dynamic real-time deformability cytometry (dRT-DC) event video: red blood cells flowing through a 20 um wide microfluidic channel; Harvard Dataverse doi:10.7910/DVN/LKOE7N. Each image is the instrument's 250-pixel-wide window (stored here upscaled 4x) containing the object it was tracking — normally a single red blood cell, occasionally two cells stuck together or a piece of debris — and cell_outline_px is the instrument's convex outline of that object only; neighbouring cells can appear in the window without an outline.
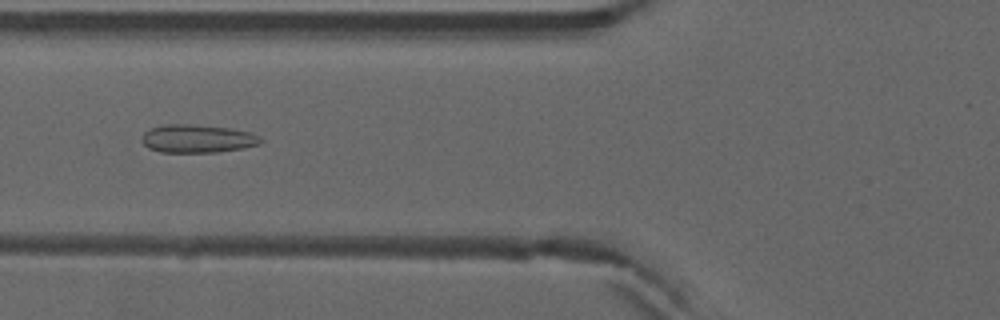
{"species": "common noctule bat (a hibernating species)", "species_latin": "Nyctalus noctula", "temperature_condition": "warm", "stored_images_in_passage": 42, "camera_frame_rate_fps": 3000, "um_per_image_px": 0.085, "animal": {"sex": "male", "forearm_length_mm": 52.5}, "frame": {"image": 1, "passage_image": 10, "time_ms": 3.0, "image_size_px": [1000, 320], "cell_outline_px": [[264, 140], [260, 144], [244, 148], [216, 152], [160, 152], [148, 148], [140, 140], [144, 132], [148, 128], [164, 124], [192, 124], [228, 128], [252, 132]], "centroid_in_image_um": [16.76, 11.78], "position_along_channel_um": 109.0, "area_um2": 19.71}}
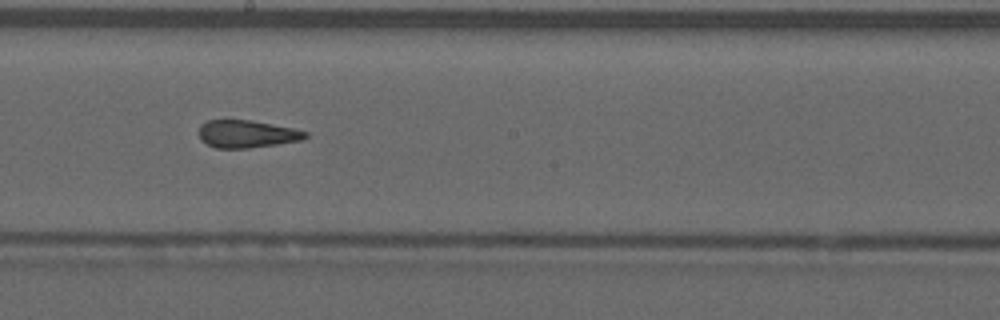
{"frame": {"image": 2, "passage_image": 19, "time_ms": 6.0, "image_size_px": [1000, 320], "cell_outline_px": [[308, 136], [304, 140], [248, 148], [216, 148], [200, 140], [200, 124], [208, 120], [252, 120], [292, 128], [308, 132]], "centroid_in_image_um": [20.99, 11.38], "position_along_channel_um": 227.2, "area_um2": 17.05}}
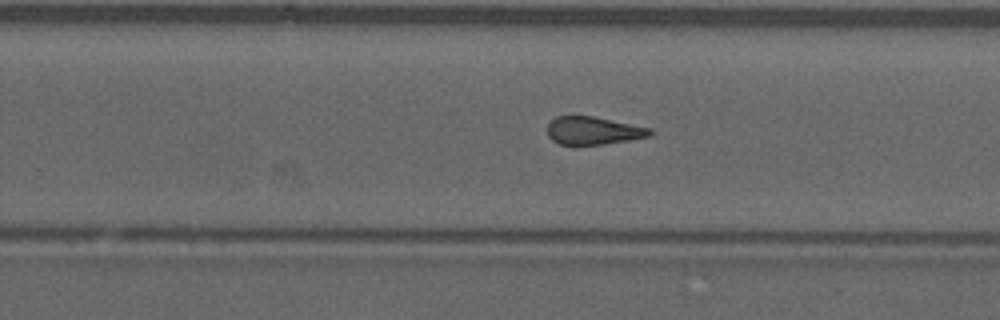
{"frame": {"image": 3, "passage_image": 23, "time_ms": 7.333, "image_size_px": [1000, 320], "cell_outline_px": [[652, 136], [604, 144], [560, 144], [552, 140], [548, 136], [548, 124], [556, 116], [592, 116], [652, 128]], "centroid_in_image_um": [50.45, 11.1], "position_along_channel_um": 279.4, "area_um2": 16.53}, "authors_computed_cell_mechanics": {"area_um2": 17.629, "velocity_mm_per_s": 3.9407, "shape_relaxation_time_tau1_ms": null, "shape_relaxation_time_tau2_ms": 1.7932, "deformation_change_tau1": null, "deformation_change_tau2": 0.1059}}